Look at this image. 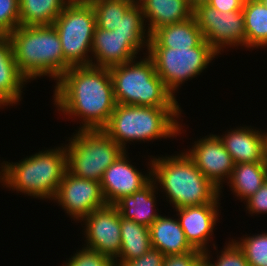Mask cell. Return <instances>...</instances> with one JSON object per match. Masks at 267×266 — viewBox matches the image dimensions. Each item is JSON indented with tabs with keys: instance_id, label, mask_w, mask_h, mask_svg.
<instances>
[{
	"instance_id": "6da1fadb",
	"label": "cell",
	"mask_w": 267,
	"mask_h": 266,
	"mask_svg": "<svg viewBox=\"0 0 267 266\" xmlns=\"http://www.w3.org/2000/svg\"><path fill=\"white\" fill-rule=\"evenodd\" d=\"M55 83L53 104L64 116L81 119L80 130L108 123L116 107L109 68L72 66Z\"/></svg>"
},
{
	"instance_id": "7a4b0ae2",
	"label": "cell",
	"mask_w": 267,
	"mask_h": 266,
	"mask_svg": "<svg viewBox=\"0 0 267 266\" xmlns=\"http://www.w3.org/2000/svg\"><path fill=\"white\" fill-rule=\"evenodd\" d=\"M150 159L152 181L160 184L158 188H162L174 209L220 203L222 191L202 174L186 152Z\"/></svg>"
},
{
	"instance_id": "3957f363",
	"label": "cell",
	"mask_w": 267,
	"mask_h": 266,
	"mask_svg": "<svg viewBox=\"0 0 267 266\" xmlns=\"http://www.w3.org/2000/svg\"><path fill=\"white\" fill-rule=\"evenodd\" d=\"M61 145L46 148L15 163L1 162V185L33 198L52 201L67 171L66 144Z\"/></svg>"
},
{
	"instance_id": "277c9868",
	"label": "cell",
	"mask_w": 267,
	"mask_h": 266,
	"mask_svg": "<svg viewBox=\"0 0 267 266\" xmlns=\"http://www.w3.org/2000/svg\"><path fill=\"white\" fill-rule=\"evenodd\" d=\"M8 38L16 65L29 82L42 76L57 82L71 67L64 59L54 25L18 26Z\"/></svg>"
},
{
	"instance_id": "5b68a950",
	"label": "cell",
	"mask_w": 267,
	"mask_h": 266,
	"mask_svg": "<svg viewBox=\"0 0 267 266\" xmlns=\"http://www.w3.org/2000/svg\"><path fill=\"white\" fill-rule=\"evenodd\" d=\"M181 107H144L116 104L102 130L124 151L127 142H146L181 134Z\"/></svg>"
},
{
	"instance_id": "8992f818",
	"label": "cell",
	"mask_w": 267,
	"mask_h": 266,
	"mask_svg": "<svg viewBox=\"0 0 267 266\" xmlns=\"http://www.w3.org/2000/svg\"><path fill=\"white\" fill-rule=\"evenodd\" d=\"M109 68L116 104L144 107H179L149 56Z\"/></svg>"
},
{
	"instance_id": "52a82bcc",
	"label": "cell",
	"mask_w": 267,
	"mask_h": 266,
	"mask_svg": "<svg viewBox=\"0 0 267 266\" xmlns=\"http://www.w3.org/2000/svg\"><path fill=\"white\" fill-rule=\"evenodd\" d=\"M66 145L67 171L100 182L104 171L124 150L102 129L76 130Z\"/></svg>"
},
{
	"instance_id": "ba28073f",
	"label": "cell",
	"mask_w": 267,
	"mask_h": 266,
	"mask_svg": "<svg viewBox=\"0 0 267 266\" xmlns=\"http://www.w3.org/2000/svg\"><path fill=\"white\" fill-rule=\"evenodd\" d=\"M53 25L59 35L65 61L71 67L90 66L96 27L92 4L89 1L68 2Z\"/></svg>"
},
{
	"instance_id": "9c48e42d",
	"label": "cell",
	"mask_w": 267,
	"mask_h": 266,
	"mask_svg": "<svg viewBox=\"0 0 267 266\" xmlns=\"http://www.w3.org/2000/svg\"><path fill=\"white\" fill-rule=\"evenodd\" d=\"M155 71L166 88L174 95L188 79L192 80L208 67L219 55L204 39L193 48H147Z\"/></svg>"
},
{
	"instance_id": "30bf717a",
	"label": "cell",
	"mask_w": 267,
	"mask_h": 266,
	"mask_svg": "<svg viewBox=\"0 0 267 266\" xmlns=\"http://www.w3.org/2000/svg\"><path fill=\"white\" fill-rule=\"evenodd\" d=\"M193 16L202 32L203 38L218 53L228 47L246 48V33L243 10L220 12L202 3L194 8Z\"/></svg>"
},
{
	"instance_id": "8fae6325",
	"label": "cell",
	"mask_w": 267,
	"mask_h": 266,
	"mask_svg": "<svg viewBox=\"0 0 267 266\" xmlns=\"http://www.w3.org/2000/svg\"><path fill=\"white\" fill-rule=\"evenodd\" d=\"M150 35H121L116 31L95 27L91 66L110 68L131 60L142 48H148Z\"/></svg>"
},
{
	"instance_id": "7c38bea8",
	"label": "cell",
	"mask_w": 267,
	"mask_h": 266,
	"mask_svg": "<svg viewBox=\"0 0 267 266\" xmlns=\"http://www.w3.org/2000/svg\"><path fill=\"white\" fill-rule=\"evenodd\" d=\"M53 201L59 203L74 221H81L96 209L107 205L100 182L78 178L65 172Z\"/></svg>"
},
{
	"instance_id": "4fadbf2b",
	"label": "cell",
	"mask_w": 267,
	"mask_h": 266,
	"mask_svg": "<svg viewBox=\"0 0 267 266\" xmlns=\"http://www.w3.org/2000/svg\"><path fill=\"white\" fill-rule=\"evenodd\" d=\"M121 214L114 205L96 209L80 222L86 225L83 230L86 244L84 247L112 257L114 260L121 250Z\"/></svg>"
},
{
	"instance_id": "5bb4252c",
	"label": "cell",
	"mask_w": 267,
	"mask_h": 266,
	"mask_svg": "<svg viewBox=\"0 0 267 266\" xmlns=\"http://www.w3.org/2000/svg\"><path fill=\"white\" fill-rule=\"evenodd\" d=\"M186 154L196 167L216 187L223 188V182L229 181L235 163L216 134H210L192 143ZM227 178V179H226Z\"/></svg>"
},
{
	"instance_id": "9a60e30c",
	"label": "cell",
	"mask_w": 267,
	"mask_h": 266,
	"mask_svg": "<svg viewBox=\"0 0 267 266\" xmlns=\"http://www.w3.org/2000/svg\"><path fill=\"white\" fill-rule=\"evenodd\" d=\"M127 153L124 151L104 171L100 181L102 193L108 205H114L122 197L141 190L152 180L151 168L148 169L149 174L144 175L130 163Z\"/></svg>"
},
{
	"instance_id": "2e32d148",
	"label": "cell",
	"mask_w": 267,
	"mask_h": 266,
	"mask_svg": "<svg viewBox=\"0 0 267 266\" xmlns=\"http://www.w3.org/2000/svg\"><path fill=\"white\" fill-rule=\"evenodd\" d=\"M219 206L220 203H207L175 209L185 238L193 249L203 253L209 250L210 236L220 217Z\"/></svg>"
},
{
	"instance_id": "e0dca14e",
	"label": "cell",
	"mask_w": 267,
	"mask_h": 266,
	"mask_svg": "<svg viewBox=\"0 0 267 266\" xmlns=\"http://www.w3.org/2000/svg\"><path fill=\"white\" fill-rule=\"evenodd\" d=\"M256 129L240 126L217 135L235 164L267 162V132Z\"/></svg>"
},
{
	"instance_id": "ac0fdd59",
	"label": "cell",
	"mask_w": 267,
	"mask_h": 266,
	"mask_svg": "<svg viewBox=\"0 0 267 266\" xmlns=\"http://www.w3.org/2000/svg\"><path fill=\"white\" fill-rule=\"evenodd\" d=\"M28 82L16 65L8 36H0V108L17 105Z\"/></svg>"
},
{
	"instance_id": "d6986e66",
	"label": "cell",
	"mask_w": 267,
	"mask_h": 266,
	"mask_svg": "<svg viewBox=\"0 0 267 266\" xmlns=\"http://www.w3.org/2000/svg\"><path fill=\"white\" fill-rule=\"evenodd\" d=\"M142 8L148 33L193 17L194 8L187 0H137Z\"/></svg>"
},
{
	"instance_id": "ffe728a7",
	"label": "cell",
	"mask_w": 267,
	"mask_h": 266,
	"mask_svg": "<svg viewBox=\"0 0 267 266\" xmlns=\"http://www.w3.org/2000/svg\"><path fill=\"white\" fill-rule=\"evenodd\" d=\"M157 187L155 182L151 180L141 190L134 192L132 195L122 197L114 204V206L121 214V217L133 220L134 222L149 228L160 216V214L157 213V207L155 206L156 195L158 194Z\"/></svg>"
},
{
	"instance_id": "44dd1931",
	"label": "cell",
	"mask_w": 267,
	"mask_h": 266,
	"mask_svg": "<svg viewBox=\"0 0 267 266\" xmlns=\"http://www.w3.org/2000/svg\"><path fill=\"white\" fill-rule=\"evenodd\" d=\"M204 40L195 17L156 29L148 48H193Z\"/></svg>"
},
{
	"instance_id": "7402d4cb",
	"label": "cell",
	"mask_w": 267,
	"mask_h": 266,
	"mask_svg": "<svg viewBox=\"0 0 267 266\" xmlns=\"http://www.w3.org/2000/svg\"><path fill=\"white\" fill-rule=\"evenodd\" d=\"M151 246L165 256L194 252L185 238L179 220L160 215L149 227Z\"/></svg>"
},
{
	"instance_id": "603a6c76",
	"label": "cell",
	"mask_w": 267,
	"mask_h": 266,
	"mask_svg": "<svg viewBox=\"0 0 267 266\" xmlns=\"http://www.w3.org/2000/svg\"><path fill=\"white\" fill-rule=\"evenodd\" d=\"M267 180V162L235 164L231 177L226 183L241 201L253 195Z\"/></svg>"
},
{
	"instance_id": "cb8c5ba5",
	"label": "cell",
	"mask_w": 267,
	"mask_h": 266,
	"mask_svg": "<svg viewBox=\"0 0 267 266\" xmlns=\"http://www.w3.org/2000/svg\"><path fill=\"white\" fill-rule=\"evenodd\" d=\"M120 226L121 250L115 263H123L138 258L152 248L148 227L123 217L120 218Z\"/></svg>"
},
{
	"instance_id": "d4e9b609",
	"label": "cell",
	"mask_w": 267,
	"mask_h": 266,
	"mask_svg": "<svg viewBox=\"0 0 267 266\" xmlns=\"http://www.w3.org/2000/svg\"><path fill=\"white\" fill-rule=\"evenodd\" d=\"M68 0H19L20 26L53 25Z\"/></svg>"
},
{
	"instance_id": "484cf974",
	"label": "cell",
	"mask_w": 267,
	"mask_h": 266,
	"mask_svg": "<svg viewBox=\"0 0 267 266\" xmlns=\"http://www.w3.org/2000/svg\"><path fill=\"white\" fill-rule=\"evenodd\" d=\"M243 16L246 48L267 47V8L260 0H245Z\"/></svg>"
},
{
	"instance_id": "4316f807",
	"label": "cell",
	"mask_w": 267,
	"mask_h": 266,
	"mask_svg": "<svg viewBox=\"0 0 267 266\" xmlns=\"http://www.w3.org/2000/svg\"><path fill=\"white\" fill-rule=\"evenodd\" d=\"M94 9L96 26L113 31L119 25L124 13L137 0H88Z\"/></svg>"
},
{
	"instance_id": "83f0119b",
	"label": "cell",
	"mask_w": 267,
	"mask_h": 266,
	"mask_svg": "<svg viewBox=\"0 0 267 266\" xmlns=\"http://www.w3.org/2000/svg\"><path fill=\"white\" fill-rule=\"evenodd\" d=\"M243 236L240 240L232 239L243 251L250 266H267V233Z\"/></svg>"
},
{
	"instance_id": "f1b7e54d",
	"label": "cell",
	"mask_w": 267,
	"mask_h": 266,
	"mask_svg": "<svg viewBox=\"0 0 267 266\" xmlns=\"http://www.w3.org/2000/svg\"><path fill=\"white\" fill-rule=\"evenodd\" d=\"M146 30L142 8L137 1L124 13L119 25L114 29L121 35H150Z\"/></svg>"
},
{
	"instance_id": "f546056e",
	"label": "cell",
	"mask_w": 267,
	"mask_h": 266,
	"mask_svg": "<svg viewBox=\"0 0 267 266\" xmlns=\"http://www.w3.org/2000/svg\"><path fill=\"white\" fill-rule=\"evenodd\" d=\"M219 253L221 254H217V260L214 263L210 260L212 259L210 250L204 253V259L210 266H250L243 251L233 240L229 241Z\"/></svg>"
},
{
	"instance_id": "4dcf8cb0",
	"label": "cell",
	"mask_w": 267,
	"mask_h": 266,
	"mask_svg": "<svg viewBox=\"0 0 267 266\" xmlns=\"http://www.w3.org/2000/svg\"><path fill=\"white\" fill-rule=\"evenodd\" d=\"M62 266H116L115 260L92 249L82 247Z\"/></svg>"
},
{
	"instance_id": "1f68e13d",
	"label": "cell",
	"mask_w": 267,
	"mask_h": 266,
	"mask_svg": "<svg viewBox=\"0 0 267 266\" xmlns=\"http://www.w3.org/2000/svg\"><path fill=\"white\" fill-rule=\"evenodd\" d=\"M20 26L19 0H0V36H8Z\"/></svg>"
},
{
	"instance_id": "d6a6232c",
	"label": "cell",
	"mask_w": 267,
	"mask_h": 266,
	"mask_svg": "<svg viewBox=\"0 0 267 266\" xmlns=\"http://www.w3.org/2000/svg\"><path fill=\"white\" fill-rule=\"evenodd\" d=\"M246 202V209L249 214H267V180L262 184V186L248 199Z\"/></svg>"
},
{
	"instance_id": "836d02e7",
	"label": "cell",
	"mask_w": 267,
	"mask_h": 266,
	"mask_svg": "<svg viewBox=\"0 0 267 266\" xmlns=\"http://www.w3.org/2000/svg\"><path fill=\"white\" fill-rule=\"evenodd\" d=\"M164 258L165 255L159 249L152 247L138 258L115 264L116 266H163Z\"/></svg>"
},
{
	"instance_id": "e575fe53",
	"label": "cell",
	"mask_w": 267,
	"mask_h": 266,
	"mask_svg": "<svg viewBox=\"0 0 267 266\" xmlns=\"http://www.w3.org/2000/svg\"><path fill=\"white\" fill-rule=\"evenodd\" d=\"M204 259V253L198 250L178 255L165 256L163 266H197Z\"/></svg>"
},
{
	"instance_id": "d590c367",
	"label": "cell",
	"mask_w": 267,
	"mask_h": 266,
	"mask_svg": "<svg viewBox=\"0 0 267 266\" xmlns=\"http://www.w3.org/2000/svg\"><path fill=\"white\" fill-rule=\"evenodd\" d=\"M244 2L245 0H209L207 4L220 12H232L242 10Z\"/></svg>"
},
{
	"instance_id": "8d00e7d4",
	"label": "cell",
	"mask_w": 267,
	"mask_h": 266,
	"mask_svg": "<svg viewBox=\"0 0 267 266\" xmlns=\"http://www.w3.org/2000/svg\"><path fill=\"white\" fill-rule=\"evenodd\" d=\"M190 5L195 8L197 5L202 4V3H207L209 0H187Z\"/></svg>"
},
{
	"instance_id": "74e56055",
	"label": "cell",
	"mask_w": 267,
	"mask_h": 266,
	"mask_svg": "<svg viewBox=\"0 0 267 266\" xmlns=\"http://www.w3.org/2000/svg\"><path fill=\"white\" fill-rule=\"evenodd\" d=\"M197 266H210V265L205 259H203Z\"/></svg>"
},
{
	"instance_id": "f35d334b",
	"label": "cell",
	"mask_w": 267,
	"mask_h": 266,
	"mask_svg": "<svg viewBox=\"0 0 267 266\" xmlns=\"http://www.w3.org/2000/svg\"><path fill=\"white\" fill-rule=\"evenodd\" d=\"M262 3H263V5L267 8V0H260Z\"/></svg>"
},
{
	"instance_id": "ab89813d",
	"label": "cell",
	"mask_w": 267,
	"mask_h": 266,
	"mask_svg": "<svg viewBox=\"0 0 267 266\" xmlns=\"http://www.w3.org/2000/svg\"><path fill=\"white\" fill-rule=\"evenodd\" d=\"M74 1H88V0H68V2H74Z\"/></svg>"
}]
</instances>
